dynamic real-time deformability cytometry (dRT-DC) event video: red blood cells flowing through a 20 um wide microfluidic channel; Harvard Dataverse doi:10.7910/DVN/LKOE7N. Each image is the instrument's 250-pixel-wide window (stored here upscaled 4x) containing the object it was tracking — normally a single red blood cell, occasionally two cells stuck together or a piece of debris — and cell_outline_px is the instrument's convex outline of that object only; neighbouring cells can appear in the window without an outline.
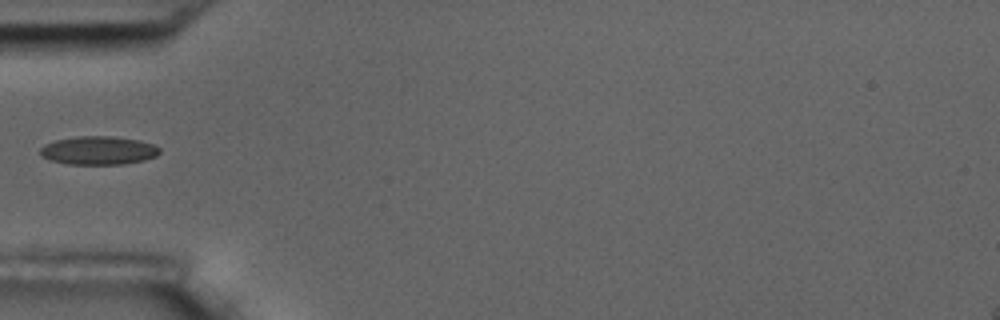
{"species": "common noctule bat (a hibernating species)", "species_latin": "Nyctalus noctula", "temperature_condition": "room temperature", "stored_images_in_passage": 4, "camera_frame_rate_fps": 3000, "um_per_image_px": 0.085, "animal": {"sex": "male", "body_mass_g": 17.5, "forearm_length_mm": 52.3}, "frame": {"image": 1, "passage_image": 4, "time_ms": 3.667, "image_size_px": [1000, 320], "cell_outline_px": [[160, 152], [156, 156], [144, 160], [124, 164], [68, 164], [52, 160], [40, 156], [40, 148], [44, 144], [56, 140], [76, 136], [112, 136], [140, 140], [152, 144], [160, 148]], "centroid_in_image_um": [8.37, 12.78], "position_along_channel_um": 76.6, "area_um2": 19.83}}